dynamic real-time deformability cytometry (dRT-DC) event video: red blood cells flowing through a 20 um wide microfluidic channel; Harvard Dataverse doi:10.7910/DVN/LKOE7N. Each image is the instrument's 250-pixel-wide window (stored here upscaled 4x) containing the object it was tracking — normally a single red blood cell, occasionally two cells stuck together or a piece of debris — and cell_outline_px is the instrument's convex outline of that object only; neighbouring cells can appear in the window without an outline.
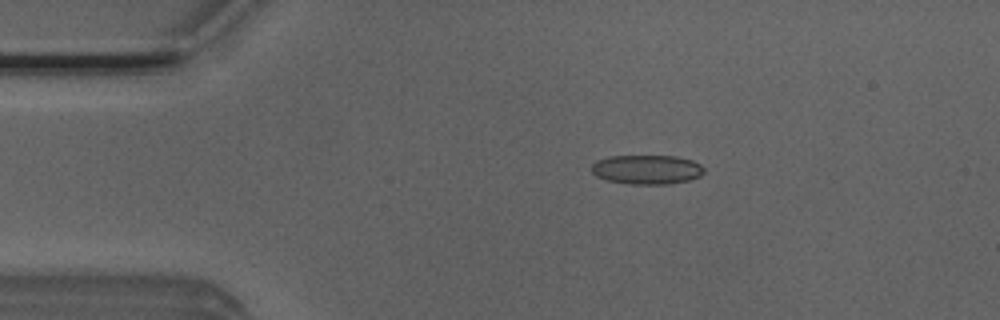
{"species": "Egyptian fruit bat (a non-hibernating species)", "species_latin": "Rousettus aegyptiacus", "temperature_condition": "room temperature", "stored_images_in_passage": 3, "camera_frame_rate_fps": 3000, "um_per_image_px": 0.085, "animal": {"sex": "male"}, "frame": {"image": 1, "passage_image": 1, "time_ms": 0.0, "image_size_px": [1000, 320], "cell_outline_px": [[704, 172], [700, 176], [688, 180], [668, 184], [632, 184], [604, 180], [596, 176], [592, 172], [592, 164], [596, 160], [608, 156], [676, 156], [692, 160], [700, 164], [704, 168]], "centroid_in_image_um": [54.96, 14.41], "position_along_channel_um": 30.0, "area_um2": 19.31}}